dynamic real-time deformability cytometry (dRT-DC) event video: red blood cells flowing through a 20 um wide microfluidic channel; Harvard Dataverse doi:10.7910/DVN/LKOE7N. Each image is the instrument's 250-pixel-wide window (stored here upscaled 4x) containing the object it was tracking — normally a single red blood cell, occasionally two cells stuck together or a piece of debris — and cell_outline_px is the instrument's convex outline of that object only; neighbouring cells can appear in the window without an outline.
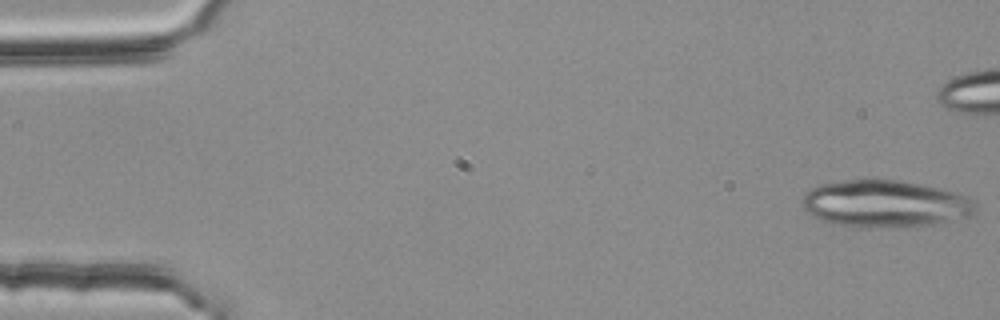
{"species": "common noctule bat (a hibernating species)", "species_latin": "Nyctalus noctula", "temperature_condition": "room temperature", "stored_images_in_passage": 4, "camera_frame_rate_fps": 3000, "um_per_image_px": 0.085, "animal": {"sex": "female", "body_mass_g": 25.1}, "frame": {"image": 1, "passage_image": 1, "time_ms": 0.0, "image_size_px": [1000, 320], "cell_outline_px": [[976, 208], [972, 216], [908, 228], [860, 228], [840, 224], [824, 220], [812, 216], [804, 208], [800, 200], [804, 192], [820, 184], [844, 180], [872, 176], [900, 180], [940, 188], [976, 196]], "centroid_in_image_um": [75.28, 17.29], "position_along_channel_um": 9.7, "area_um2": 49.13}}